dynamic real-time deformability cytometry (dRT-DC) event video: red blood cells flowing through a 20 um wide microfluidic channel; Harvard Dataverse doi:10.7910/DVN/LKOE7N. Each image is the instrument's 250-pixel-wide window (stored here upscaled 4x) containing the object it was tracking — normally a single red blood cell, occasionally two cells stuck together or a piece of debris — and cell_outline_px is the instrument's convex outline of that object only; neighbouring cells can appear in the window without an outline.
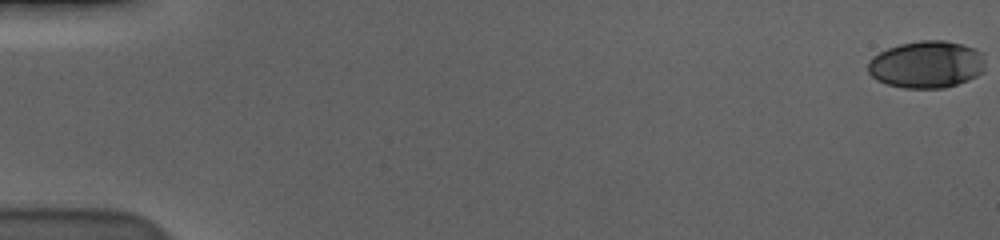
{"species": "human", "species_latin": "Homo sapiens", "temperature_condition": "cold", "stored_images_in_passage": 59, "camera_frame_rate_fps": 3000, "um_per_image_px": 0.085, "donor": {"sex": "male"}, "frame": {"image": 1, "passage_image": 1, "time_ms": 0.0, "image_size_px": [1000, 240], "cell_outline_px": [[984, 72], [968, 80], [944, 88], [904, 88], [888, 84], [876, 80], [868, 72], [868, 60], [872, 56], [888, 48], [900, 44], [920, 40], [944, 40], [976, 48], [984, 52]], "centroid_in_image_um": [78.77, 5.47], "position_along_channel_um": 6.2, "area_um2": 32.48}}
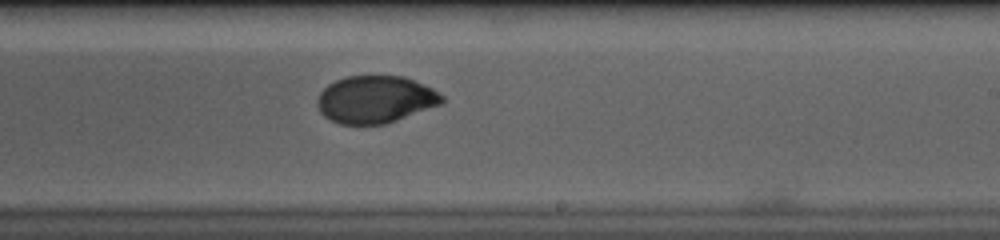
{"frame": {"image": 2, "passage_image": 37, "time_ms": 12.0, "image_size_px": [1000, 240], "cell_outline_px": [[444, 104], [384, 124], [340, 124], [324, 116], [320, 112], [316, 104], [316, 100], [320, 92], [328, 84], [336, 80], [348, 76], [404, 76], [432, 88], [444, 96]], "centroid_in_image_um": [31.92, 8.45], "position_along_channel_um": 257.1, "area_um2": 34.45}}
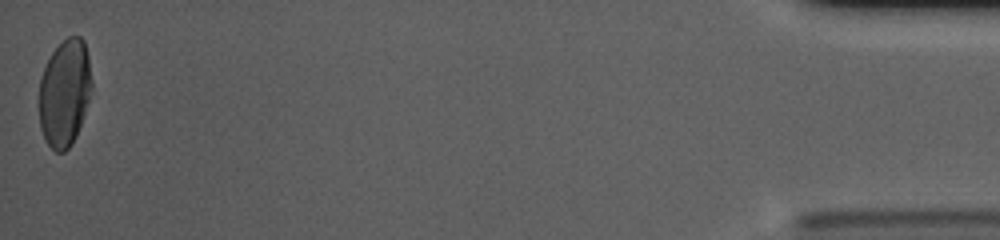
{"frame": {"image": 3, "passage_image": 59, "time_ms": 19.333, "image_size_px": [1000, 240], "cell_outline_px": [[92, 88], [76, 136], [72, 144], [64, 152], [56, 152], [48, 144], [40, 128], [40, 80], [44, 68], [52, 52], [68, 36], [80, 36], [84, 40], [88, 56], [92, 80]], "centroid_in_image_um": [5.5, 7.89], "position_along_channel_um": 429.7, "area_um2": 32.48}, "authors_computed_cell_mechanics": {"area_um2": 34.3332, "velocity_mm_per_s": 3.5932, "shape_relaxation_time_tau1_ms": 9.0549, "shape_relaxation_time_tau2_ms": null, "deformation_change_tau1": 0.2362, "deformation_change_tau2": null}}